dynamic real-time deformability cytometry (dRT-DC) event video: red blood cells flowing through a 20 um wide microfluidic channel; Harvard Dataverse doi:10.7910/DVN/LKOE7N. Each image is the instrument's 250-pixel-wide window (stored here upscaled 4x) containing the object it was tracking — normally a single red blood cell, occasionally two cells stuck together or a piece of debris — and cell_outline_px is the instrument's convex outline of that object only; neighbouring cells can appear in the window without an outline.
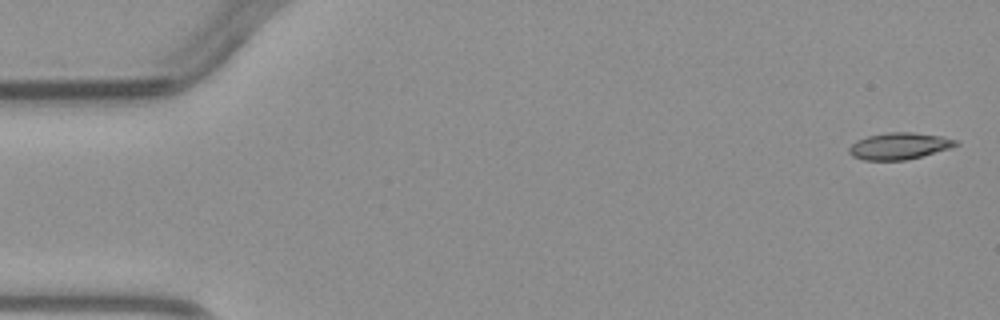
{"species": "common noctule bat (a hibernating species)", "species_latin": "Nyctalus noctula", "temperature_condition": "warm", "stored_images_in_passage": 5, "camera_frame_rate_fps": 3000, "um_per_image_px": 0.085, "animal": {"sex": "male", "body_mass_g": 23.1, "forearm_length_mm": 52.7}, "frame": {"image": 1, "passage_image": 1, "time_ms": 0.0, "image_size_px": [1000, 320], "cell_outline_px": [[960, 144], [952, 148], [904, 160], [864, 160], [852, 156], [848, 152], [848, 148], [856, 140], [868, 136], [888, 132], [912, 132], [944, 136], [960, 140]], "centroid_in_image_um": [76.48, 12.4], "position_along_channel_um": 8.5, "area_um2": 16.76}}
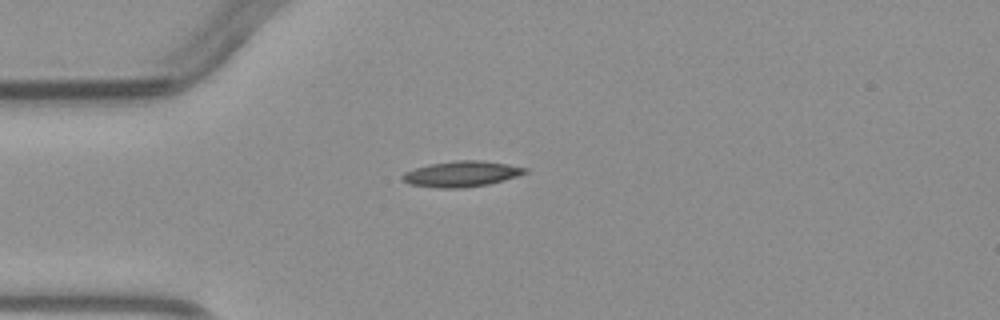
{"frame": {"image": 2, "passage_image": 4, "time_ms": 3.667, "image_size_px": [1000, 320], "cell_outline_px": [[528, 172], [504, 180], [488, 184], [464, 188], [440, 188], [408, 184], [400, 176], [404, 172], [428, 164], [452, 160], [480, 160], [508, 164], [528, 168]], "centroid_in_image_um": [39.22, 14.77], "position_along_channel_um": 45.8, "area_um2": 18.44}}